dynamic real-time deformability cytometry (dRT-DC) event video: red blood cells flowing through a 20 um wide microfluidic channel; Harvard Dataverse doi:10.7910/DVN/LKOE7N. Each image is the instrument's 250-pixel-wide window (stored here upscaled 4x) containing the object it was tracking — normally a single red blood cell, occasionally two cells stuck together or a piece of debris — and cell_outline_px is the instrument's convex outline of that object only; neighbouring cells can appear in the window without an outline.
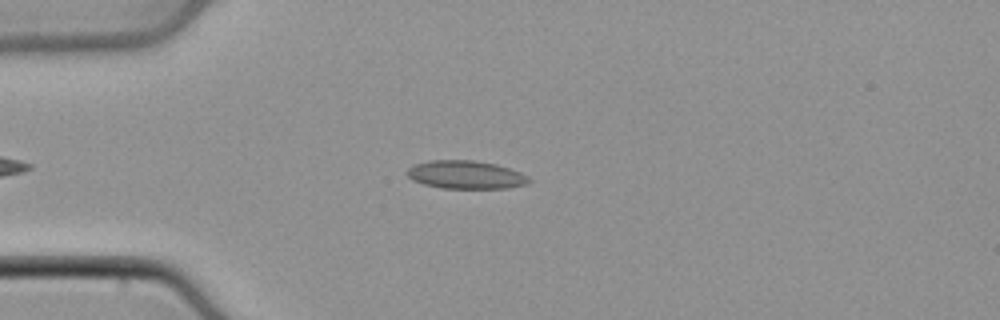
{"species": "common noctule bat (a hibernating species)", "species_latin": "Nyctalus noctula", "temperature_condition": "cold", "stored_images_in_passage": 45, "camera_frame_rate_fps": 3000, "um_per_image_px": 0.085, "animal": {"sex": "male", "body_mass_g": 21.5, "forearm_length_mm": 52.0}, "frame": {"image": 1, "passage_image": 9, "time_ms": 2.667, "image_size_px": [1000, 320], "cell_outline_px": [[532, 180], [528, 184], [508, 188], [444, 188], [424, 184], [412, 180], [408, 176], [408, 168], [416, 164], [428, 160], [476, 160], [496, 164], [520, 172], [528, 176]], "centroid_in_image_um": [39.63, 14.85], "position_along_channel_um": 45.4, "area_um2": 20.0}}
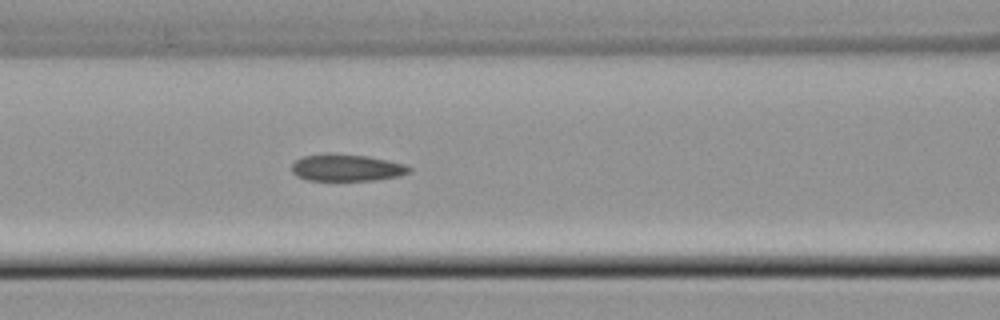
{"frame": {"image": 2, "passage_image": 17, "time_ms": 5.333, "image_size_px": [1000, 320], "cell_outline_px": [[412, 168], [408, 172], [400, 176], [372, 180], [308, 180], [296, 176], [292, 172], [292, 164], [296, 160], [304, 156], [324, 152], [332, 152], [368, 156], [388, 160], [404, 164]], "centroid_in_image_um": [29.43, 14.23], "position_along_channel_um": 137.2, "area_um2": 18.61}}
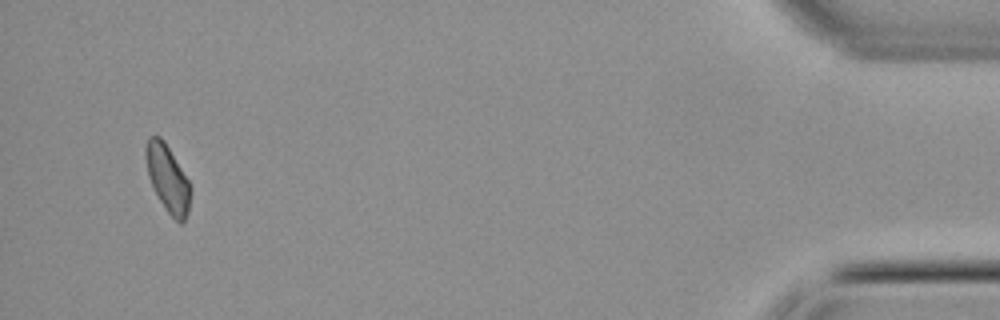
{"frame": {"image": 3, "passage_image": 43, "time_ms": 14.0, "image_size_px": [1000, 320], "cell_outline_px": [[192, 192], [188, 212], [184, 220], [180, 224], [168, 212], [160, 200], [148, 176], [148, 136], [160, 136], [164, 140], [188, 180], [192, 188]], "centroid_in_image_um": [14.32, 15.22], "position_along_channel_um": 420.9, "area_um2": 16.76}}